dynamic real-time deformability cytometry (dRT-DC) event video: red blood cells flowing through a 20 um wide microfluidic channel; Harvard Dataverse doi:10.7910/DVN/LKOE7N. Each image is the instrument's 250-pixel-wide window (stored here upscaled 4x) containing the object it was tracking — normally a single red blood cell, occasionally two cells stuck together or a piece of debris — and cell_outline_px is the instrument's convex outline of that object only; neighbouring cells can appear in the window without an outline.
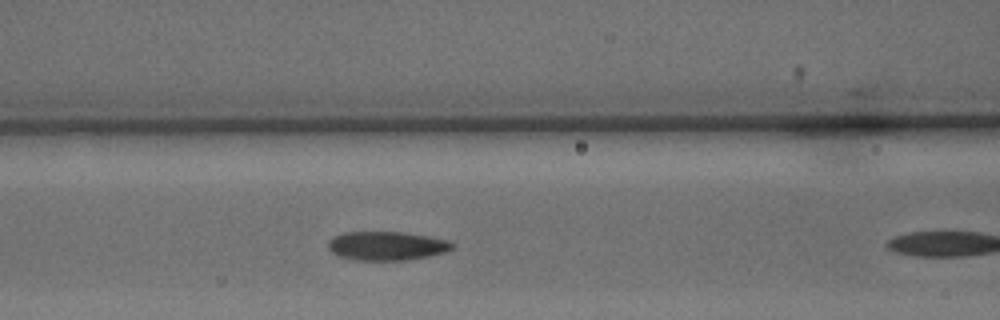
{"species": "common noctule bat (a hibernating species)", "species_latin": "Nyctalus noctula", "temperature_condition": "warm", "stored_images_in_passage": 11, "camera_frame_rate_fps": 3000, "um_per_image_px": 0.085, "animal": {"sex": "male", "body_mass_g": 15.6}, "frame": {"image": 1, "passage_image": 10, "time_ms": 3.0, "image_size_px": [1000, 320], "cell_outline_px": [[452, 248], [444, 252], [428, 256], [404, 260], [356, 260], [340, 256], [332, 252], [328, 248], [328, 240], [332, 236], [344, 232], [404, 232], [428, 236], [448, 240], [452, 244]], "centroid_in_image_um": [32.82, 20.89], "position_along_channel_um": 133.8, "area_um2": 20.75}}